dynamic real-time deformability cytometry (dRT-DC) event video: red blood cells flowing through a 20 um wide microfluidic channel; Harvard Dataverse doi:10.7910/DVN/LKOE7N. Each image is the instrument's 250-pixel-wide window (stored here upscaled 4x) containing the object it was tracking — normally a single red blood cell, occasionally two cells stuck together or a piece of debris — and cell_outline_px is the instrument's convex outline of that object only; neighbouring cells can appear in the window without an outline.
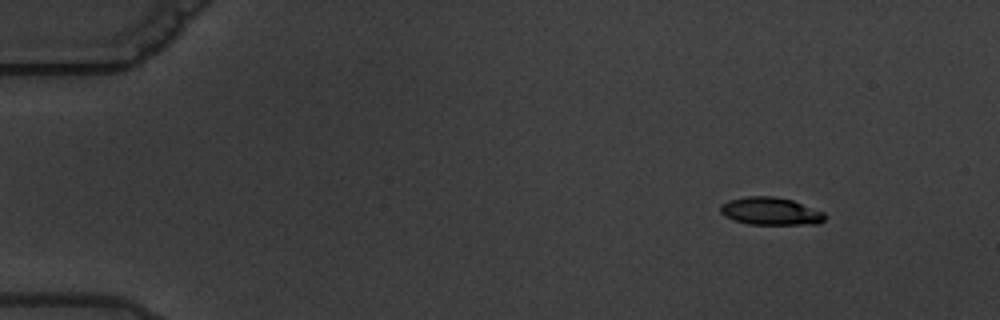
{"species": "common noctule bat (a hibernating species)", "species_latin": "Nyctalus noctula", "temperature_condition": "warm", "stored_images_in_passage": 6, "camera_frame_rate_fps": 3000, "um_per_image_px": 0.085, "animal": {"sex": "male", "body_mass_g": 19.5, "forearm_length_mm": 54.6}, "frame": {"image": 1, "passage_image": 1, "time_ms": 0.0, "image_size_px": [1000, 320], "cell_outline_px": [[824, 220], [820, 224], [748, 224], [724, 216], [720, 212], [720, 204], [728, 200], [748, 196], [776, 196], [792, 200], [824, 212]], "centroid_in_image_um": [65.48, 17.94], "position_along_channel_um": 19.5, "area_um2": 16.82}}